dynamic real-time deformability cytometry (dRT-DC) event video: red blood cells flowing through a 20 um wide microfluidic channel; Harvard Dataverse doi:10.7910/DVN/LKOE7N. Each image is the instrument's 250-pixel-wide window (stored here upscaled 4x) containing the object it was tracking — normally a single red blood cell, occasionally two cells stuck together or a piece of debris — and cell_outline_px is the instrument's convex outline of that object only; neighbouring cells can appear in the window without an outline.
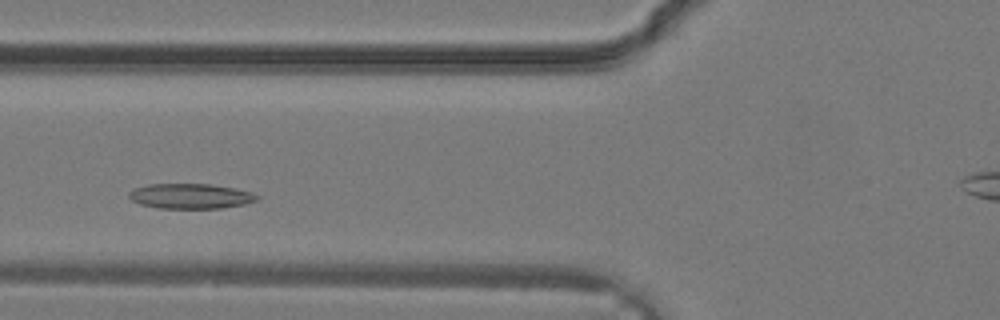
{"species": "common noctule bat (a hibernating species)", "species_latin": "Nyctalus noctula", "temperature_condition": "warm", "stored_images_in_passage": 30, "camera_frame_rate_fps": 3000, "um_per_image_px": 0.085, "animal": {"sex": "male", "body_mass_g": 19.2, "forearm_length_mm": 51.8}, "frame": {"image": 1, "passage_image": 9, "time_ms": 2.667, "image_size_px": [1000, 320], "cell_outline_px": [[260, 196], [256, 200], [244, 204], [224, 208], [160, 208], [140, 204], [132, 200], [128, 196], [128, 192], [132, 188], [148, 184], [208, 184], [236, 188], [252, 192]], "centroid_in_image_um": [16.18, 16.66], "position_along_channel_um": 109.6, "area_um2": 18.79}}
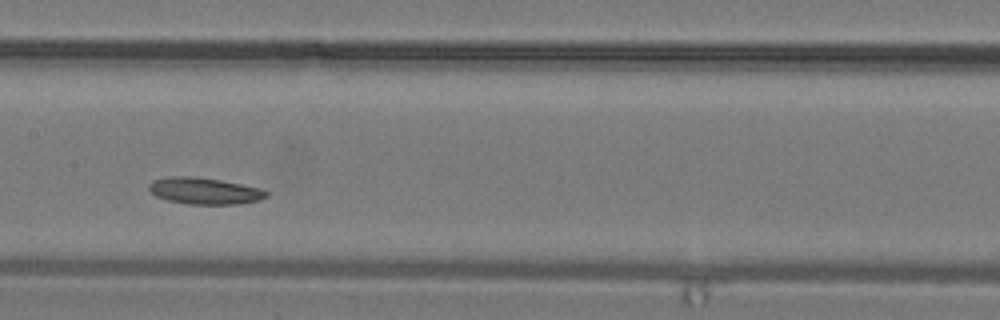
{"frame": {"image": 2, "passage_image": 13, "time_ms": 4.0, "image_size_px": [1000, 320], "cell_outline_px": [[268, 196], [260, 200], [236, 204], [188, 204], [168, 200], [156, 196], [148, 188], [148, 184], [152, 180], [168, 176], [196, 176], [220, 180], [264, 188], [268, 192]], "centroid_in_image_um": [17.4, 16.21], "position_along_channel_um": 190.0, "area_um2": 18.38}}
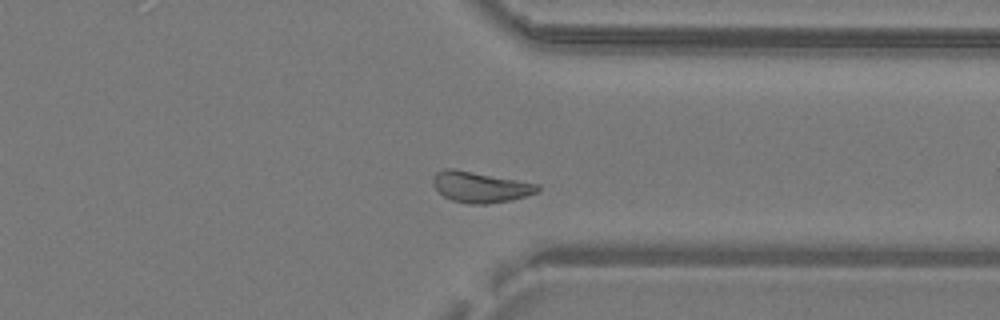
{"frame": {"image": 3, "passage_image": 22, "time_ms": 7.0, "image_size_px": [1000, 320], "cell_outline_px": [[540, 192], [512, 200], [488, 204], [468, 204], [452, 200], [444, 196], [432, 184], [432, 180], [436, 172], [444, 168], [452, 168], [540, 184]], "centroid_in_image_um": [40.85, 15.9], "position_along_channel_um": 370.6, "area_um2": 18.9}}